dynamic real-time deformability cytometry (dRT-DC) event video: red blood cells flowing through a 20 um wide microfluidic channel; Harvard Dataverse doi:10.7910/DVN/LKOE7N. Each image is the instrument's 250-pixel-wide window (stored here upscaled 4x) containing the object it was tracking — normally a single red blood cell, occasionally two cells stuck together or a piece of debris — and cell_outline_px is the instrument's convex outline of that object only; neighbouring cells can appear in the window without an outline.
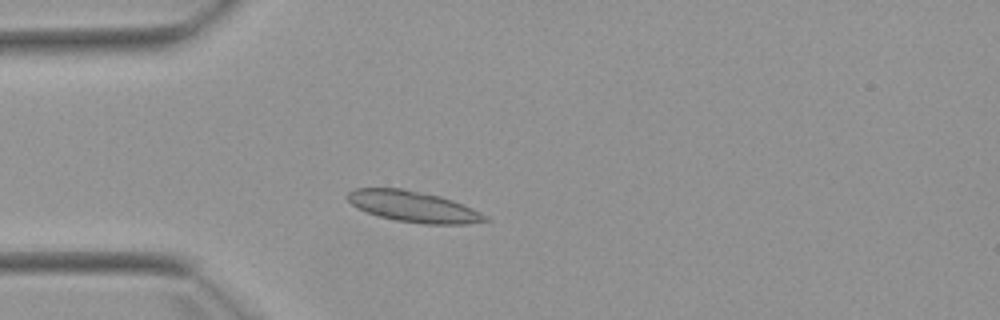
{"species": "Egyptian fruit bat (a non-hibernating species)", "species_latin": "Rousettus aegyptiacus", "temperature_condition": "warm", "stored_images_in_passage": 3, "camera_frame_rate_fps": 3000, "um_per_image_px": 0.085, "animal": {"sex": "female"}, "frame": {"image": 1, "passage_image": 2, "time_ms": 1.333, "image_size_px": [1000, 320], "cell_outline_px": [[492, 220], [468, 224], [424, 224], [396, 220], [380, 216], [356, 208], [344, 196], [348, 192], [356, 188], [404, 188], [440, 196], [464, 204], [488, 216]], "centroid_in_image_um": [35.15, 17.55], "position_along_channel_um": 49.8, "area_um2": 24.97}}